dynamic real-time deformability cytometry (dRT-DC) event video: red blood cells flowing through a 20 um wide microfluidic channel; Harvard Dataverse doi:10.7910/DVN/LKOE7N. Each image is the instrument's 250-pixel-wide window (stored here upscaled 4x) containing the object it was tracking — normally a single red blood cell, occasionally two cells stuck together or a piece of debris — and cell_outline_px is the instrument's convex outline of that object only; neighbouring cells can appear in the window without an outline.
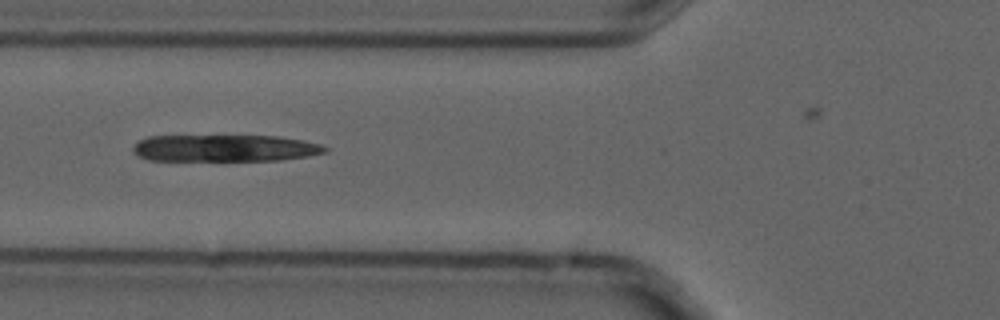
{"species": "common noctule bat (a hibernating species)", "species_latin": "Nyctalus noctula", "temperature_condition": "cold", "stored_images_in_passage": 6, "camera_frame_rate_fps": 3000, "um_per_image_px": 0.085, "animal": {"sex": "male", "forearm_length_mm": 52.5}, "frame": {"image": 1, "passage_image": 3, "time_ms": 0.667, "image_size_px": [1000, 320], "cell_outline_px": [[328, 152], [308, 156], [280, 160], [148, 160], [140, 156], [132, 148], [140, 140], [148, 136], [276, 136], [304, 140], [320, 144], [328, 148]], "centroid_in_image_um": [19.16, 12.59], "position_along_channel_um": 106.6, "area_um2": 29.88}}